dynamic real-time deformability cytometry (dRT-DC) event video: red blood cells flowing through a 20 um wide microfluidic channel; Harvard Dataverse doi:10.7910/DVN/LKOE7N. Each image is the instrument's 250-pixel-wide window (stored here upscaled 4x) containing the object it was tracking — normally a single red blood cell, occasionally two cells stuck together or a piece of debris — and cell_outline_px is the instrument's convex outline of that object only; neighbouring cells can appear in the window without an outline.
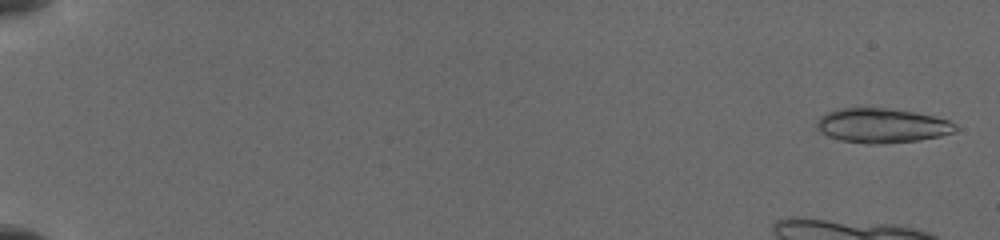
{"species": "common noctule bat (a hibernating species)", "species_latin": "Nyctalus noctula", "temperature_condition": "cold", "stored_images_in_passage": 17, "camera_frame_rate_fps": 3000, "um_per_image_px": 0.085, "animal": {"sex": "female", "body_mass_g": 19.5, "forearm_length_mm": 54.1}, "frame": {"image": 1, "passage_image": 1, "time_ms": 0.0, "image_size_px": [1000, 240], "cell_outline_px": [[960, 128], [956, 132], [940, 136], [920, 140], [884, 144], [868, 144], [840, 140], [828, 136], [820, 132], [816, 128], [816, 120], [820, 116], [836, 108], [884, 108], [916, 112], [948, 120], [956, 124]], "centroid_in_image_um": [74.97, 10.68], "position_along_channel_um": 10.0, "area_um2": 28.21}}
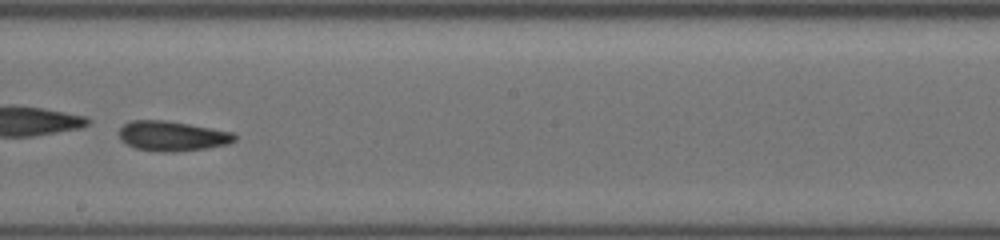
{"frame": {"image": 2, "passage_image": 11, "time_ms": 11.0, "image_size_px": [1000, 240], "cell_outline_px": [[236, 140], [228, 144], [208, 148], [172, 152], [160, 152], [136, 148], [120, 140], [120, 128], [124, 124], [132, 120], [168, 120], [232, 132], [236, 136]], "centroid_in_image_um": [14.65, 11.56], "position_along_channel_um": 233.6, "area_um2": 20.11}}
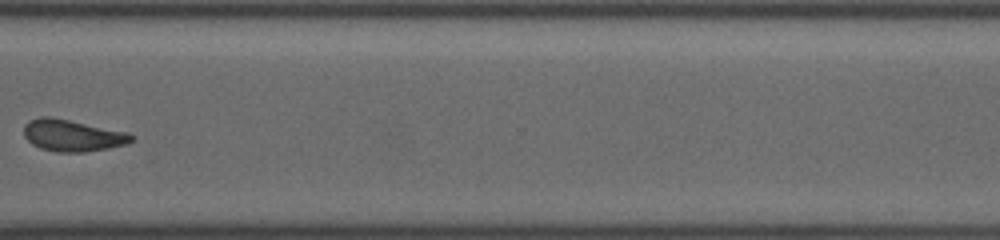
{"frame": {"image": 3, "passage_image": 14, "time_ms": 14.333, "image_size_px": [1000, 240], "cell_outline_px": [[136, 136], [128, 144], [108, 148], [84, 152], [56, 152], [40, 148], [32, 144], [24, 136], [24, 124], [28, 120], [40, 116], [44, 116], [68, 120], [128, 132]], "centroid_in_image_um": [6.15, 11.52], "position_along_channel_um": 364.4, "area_um2": 19.88}}